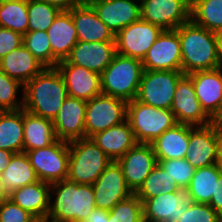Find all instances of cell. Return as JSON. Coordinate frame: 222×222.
Returning a JSON list of instances; mask_svg holds the SVG:
<instances>
[{
	"mask_svg": "<svg viewBox=\"0 0 222 222\" xmlns=\"http://www.w3.org/2000/svg\"><path fill=\"white\" fill-rule=\"evenodd\" d=\"M67 96L65 81L57 67H45L24 85L23 109L53 121Z\"/></svg>",
	"mask_w": 222,
	"mask_h": 222,
	"instance_id": "cell-1",
	"label": "cell"
},
{
	"mask_svg": "<svg viewBox=\"0 0 222 222\" xmlns=\"http://www.w3.org/2000/svg\"><path fill=\"white\" fill-rule=\"evenodd\" d=\"M175 30L181 42V68L185 75L222 66L214 32L197 25L191 19Z\"/></svg>",
	"mask_w": 222,
	"mask_h": 222,
	"instance_id": "cell-2",
	"label": "cell"
},
{
	"mask_svg": "<svg viewBox=\"0 0 222 222\" xmlns=\"http://www.w3.org/2000/svg\"><path fill=\"white\" fill-rule=\"evenodd\" d=\"M94 208L92 185L67 179L50 184L48 218L62 222H83Z\"/></svg>",
	"mask_w": 222,
	"mask_h": 222,
	"instance_id": "cell-3",
	"label": "cell"
},
{
	"mask_svg": "<svg viewBox=\"0 0 222 222\" xmlns=\"http://www.w3.org/2000/svg\"><path fill=\"white\" fill-rule=\"evenodd\" d=\"M143 70L141 60L116 53L100 74L102 94L127 102L136 99Z\"/></svg>",
	"mask_w": 222,
	"mask_h": 222,
	"instance_id": "cell-4",
	"label": "cell"
},
{
	"mask_svg": "<svg viewBox=\"0 0 222 222\" xmlns=\"http://www.w3.org/2000/svg\"><path fill=\"white\" fill-rule=\"evenodd\" d=\"M111 161L91 138L71 141L67 180L92 185Z\"/></svg>",
	"mask_w": 222,
	"mask_h": 222,
	"instance_id": "cell-5",
	"label": "cell"
},
{
	"mask_svg": "<svg viewBox=\"0 0 222 222\" xmlns=\"http://www.w3.org/2000/svg\"><path fill=\"white\" fill-rule=\"evenodd\" d=\"M126 120L138 143L151 144L166 130L177 124L169 109L155 108L136 99L127 103Z\"/></svg>",
	"mask_w": 222,
	"mask_h": 222,
	"instance_id": "cell-6",
	"label": "cell"
},
{
	"mask_svg": "<svg viewBox=\"0 0 222 222\" xmlns=\"http://www.w3.org/2000/svg\"><path fill=\"white\" fill-rule=\"evenodd\" d=\"M182 71L143 70L136 100L155 108L169 109Z\"/></svg>",
	"mask_w": 222,
	"mask_h": 222,
	"instance_id": "cell-7",
	"label": "cell"
},
{
	"mask_svg": "<svg viewBox=\"0 0 222 222\" xmlns=\"http://www.w3.org/2000/svg\"><path fill=\"white\" fill-rule=\"evenodd\" d=\"M127 101L101 94L86 101V138L126 121Z\"/></svg>",
	"mask_w": 222,
	"mask_h": 222,
	"instance_id": "cell-8",
	"label": "cell"
},
{
	"mask_svg": "<svg viewBox=\"0 0 222 222\" xmlns=\"http://www.w3.org/2000/svg\"><path fill=\"white\" fill-rule=\"evenodd\" d=\"M25 153L39 180L52 184L67 179L69 142L57 139L47 147Z\"/></svg>",
	"mask_w": 222,
	"mask_h": 222,
	"instance_id": "cell-9",
	"label": "cell"
},
{
	"mask_svg": "<svg viewBox=\"0 0 222 222\" xmlns=\"http://www.w3.org/2000/svg\"><path fill=\"white\" fill-rule=\"evenodd\" d=\"M191 0H140L141 20L175 30L190 20Z\"/></svg>",
	"mask_w": 222,
	"mask_h": 222,
	"instance_id": "cell-10",
	"label": "cell"
},
{
	"mask_svg": "<svg viewBox=\"0 0 222 222\" xmlns=\"http://www.w3.org/2000/svg\"><path fill=\"white\" fill-rule=\"evenodd\" d=\"M195 203L189 189L182 187L176 192L160 193L143 202L144 222H179L187 206Z\"/></svg>",
	"mask_w": 222,
	"mask_h": 222,
	"instance_id": "cell-11",
	"label": "cell"
},
{
	"mask_svg": "<svg viewBox=\"0 0 222 222\" xmlns=\"http://www.w3.org/2000/svg\"><path fill=\"white\" fill-rule=\"evenodd\" d=\"M162 31L160 27L140 19L115 35L116 53L142 61Z\"/></svg>",
	"mask_w": 222,
	"mask_h": 222,
	"instance_id": "cell-12",
	"label": "cell"
},
{
	"mask_svg": "<svg viewBox=\"0 0 222 222\" xmlns=\"http://www.w3.org/2000/svg\"><path fill=\"white\" fill-rule=\"evenodd\" d=\"M144 70L182 71L181 42L176 30H163L142 60Z\"/></svg>",
	"mask_w": 222,
	"mask_h": 222,
	"instance_id": "cell-13",
	"label": "cell"
},
{
	"mask_svg": "<svg viewBox=\"0 0 222 222\" xmlns=\"http://www.w3.org/2000/svg\"><path fill=\"white\" fill-rule=\"evenodd\" d=\"M92 186L96 208L105 210H111L118 202L133 194L117 161H111Z\"/></svg>",
	"mask_w": 222,
	"mask_h": 222,
	"instance_id": "cell-14",
	"label": "cell"
},
{
	"mask_svg": "<svg viewBox=\"0 0 222 222\" xmlns=\"http://www.w3.org/2000/svg\"><path fill=\"white\" fill-rule=\"evenodd\" d=\"M171 111L177 123L191 126H207L213 120L201 108L196 97L192 79L184 75L178 82Z\"/></svg>",
	"mask_w": 222,
	"mask_h": 222,
	"instance_id": "cell-15",
	"label": "cell"
},
{
	"mask_svg": "<svg viewBox=\"0 0 222 222\" xmlns=\"http://www.w3.org/2000/svg\"><path fill=\"white\" fill-rule=\"evenodd\" d=\"M218 129L212 122L207 126H191L185 159L200 169L217 164Z\"/></svg>",
	"mask_w": 222,
	"mask_h": 222,
	"instance_id": "cell-16",
	"label": "cell"
},
{
	"mask_svg": "<svg viewBox=\"0 0 222 222\" xmlns=\"http://www.w3.org/2000/svg\"><path fill=\"white\" fill-rule=\"evenodd\" d=\"M124 180L135 193L158 163L151 144L137 143L117 160Z\"/></svg>",
	"mask_w": 222,
	"mask_h": 222,
	"instance_id": "cell-17",
	"label": "cell"
},
{
	"mask_svg": "<svg viewBox=\"0 0 222 222\" xmlns=\"http://www.w3.org/2000/svg\"><path fill=\"white\" fill-rule=\"evenodd\" d=\"M99 19L116 35L141 19L140 0H86Z\"/></svg>",
	"mask_w": 222,
	"mask_h": 222,
	"instance_id": "cell-18",
	"label": "cell"
},
{
	"mask_svg": "<svg viewBox=\"0 0 222 222\" xmlns=\"http://www.w3.org/2000/svg\"><path fill=\"white\" fill-rule=\"evenodd\" d=\"M116 54L115 41H78L69 56L58 64H74L101 74Z\"/></svg>",
	"mask_w": 222,
	"mask_h": 222,
	"instance_id": "cell-19",
	"label": "cell"
},
{
	"mask_svg": "<svg viewBox=\"0 0 222 222\" xmlns=\"http://www.w3.org/2000/svg\"><path fill=\"white\" fill-rule=\"evenodd\" d=\"M86 101L67 96L58 115L53 120L58 140L71 142L86 138L85 133Z\"/></svg>",
	"mask_w": 222,
	"mask_h": 222,
	"instance_id": "cell-20",
	"label": "cell"
},
{
	"mask_svg": "<svg viewBox=\"0 0 222 222\" xmlns=\"http://www.w3.org/2000/svg\"><path fill=\"white\" fill-rule=\"evenodd\" d=\"M188 76L192 79L201 108L213 120L222 110V66Z\"/></svg>",
	"mask_w": 222,
	"mask_h": 222,
	"instance_id": "cell-21",
	"label": "cell"
},
{
	"mask_svg": "<svg viewBox=\"0 0 222 222\" xmlns=\"http://www.w3.org/2000/svg\"><path fill=\"white\" fill-rule=\"evenodd\" d=\"M68 96L88 101L102 94L100 74L74 64H57Z\"/></svg>",
	"mask_w": 222,
	"mask_h": 222,
	"instance_id": "cell-22",
	"label": "cell"
},
{
	"mask_svg": "<svg viewBox=\"0 0 222 222\" xmlns=\"http://www.w3.org/2000/svg\"><path fill=\"white\" fill-rule=\"evenodd\" d=\"M52 49V67L64 61L78 42L76 27L68 11H61L46 31Z\"/></svg>",
	"mask_w": 222,
	"mask_h": 222,
	"instance_id": "cell-23",
	"label": "cell"
},
{
	"mask_svg": "<svg viewBox=\"0 0 222 222\" xmlns=\"http://www.w3.org/2000/svg\"><path fill=\"white\" fill-rule=\"evenodd\" d=\"M68 12L75 24L78 41H115L113 32L99 19L97 13L87 1Z\"/></svg>",
	"mask_w": 222,
	"mask_h": 222,
	"instance_id": "cell-24",
	"label": "cell"
},
{
	"mask_svg": "<svg viewBox=\"0 0 222 222\" xmlns=\"http://www.w3.org/2000/svg\"><path fill=\"white\" fill-rule=\"evenodd\" d=\"M44 68L45 66L24 45L0 59V69L22 85L32 80Z\"/></svg>",
	"mask_w": 222,
	"mask_h": 222,
	"instance_id": "cell-25",
	"label": "cell"
},
{
	"mask_svg": "<svg viewBox=\"0 0 222 222\" xmlns=\"http://www.w3.org/2000/svg\"><path fill=\"white\" fill-rule=\"evenodd\" d=\"M91 139L112 161H117L138 143L127 120L93 135Z\"/></svg>",
	"mask_w": 222,
	"mask_h": 222,
	"instance_id": "cell-26",
	"label": "cell"
},
{
	"mask_svg": "<svg viewBox=\"0 0 222 222\" xmlns=\"http://www.w3.org/2000/svg\"><path fill=\"white\" fill-rule=\"evenodd\" d=\"M8 199L33 216L47 217L50 208V184L36 181L12 191Z\"/></svg>",
	"mask_w": 222,
	"mask_h": 222,
	"instance_id": "cell-27",
	"label": "cell"
},
{
	"mask_svg": "<svg viewBox=\"0 0 222 222\" xmlns=\"http://www.w3.org/2000/svg\"><path fill=\"white\" fill-rule=\"evenodd\" d=\"M190 125L177 123L151 143L157 160L184 159L187 153Z\"/></svg>",
	"mask_w": 222,
	"mask_h": 222,
	"instance_id": "cell-28",
	"label": "cell"
},
{
	"mask_svg": "<svg viewBox=\"0 0 222 222\" xmlns=\"http://www.w3.org/2000/svg\"><path fill=\"white\" fill-rule=\"evenodd\" d=\"M23 152L44 148L57 140L53 121L23 109Z\"/></svg>",
	"mask_w": 222,
	"mask_h": 222,
	"instance_id": "cell-29",
	"label": "cell"
},
{
	"mask_svg": "<svg viewBox=\"0 0 222 222\" xmlns=\"http://www.w3.org/2000/svg\"><path fill=\"white\" fill-rule=\"evenodd\" d=\"M23 108L0 111V149L12 153L23 152Z\"/></svg>",
	"mask_w": 222,
	"mask_h": 222,
	"instance_id": "cell-30",
	"label": "cell"
},
{
	"mask_svg": "<svg viewBox=\"0 0 222 222\" xmlns=\"http://www.w3.org/2000/svg\"><path fill=\"white\" fill-rule=\"evenodd\" d=\"M1 177L4 188L9 194L17 188L39 181L25 152L13 154Z\"/></svg>",
	"mask_w": 222,
	"mask_h": 222,
	"instance_id": "cell-31",
	"label": "cell"
},
{
	"mask_svg": "<svg viewBox=\"0 0 222 222\" xmlns=\"http://www.w3.org/2000/svg\"><path fill=\"white\" fill-rule=\"evenodd\" d=\"M222 170L217 164L208 167L195 169L194 175L190 181V194L195 203H209L212 195H215L216 182Z\"/></svg>",
	"mask_w": 222,
	"mask_h": 222,
	"instance_id": "cell-32",
	"label": "cell"
},
{
	"mask_svg": "<svg viewBox=\"0 0 222 222\" xmlns=\"http://www.w3.org/2000/svg\"><path fill=\"white\" fill-rule=\"evenodd\" d=\"M190 19L214 33L222 29V0H191Z\"/></svg>",
	"mask_w": 222,
	"mask_h": 222,
	"instance_id": "cell-33",
	"label": "cell"
},
{
	"mask_svg": "<svg viewBox=\"0 0 222 222\" xmlns=\"http://www.w3.org/2000/svg\"><path fill=\"white\" fill-rule=\"evenodd\" d=\"M28 2L0 1V27L22 35L28 32Z\"/></svg>",
	"mask_w": 222,
	"mask_h": 222,
	"instance_id": "cell-34",
	"label": "cell"
},
{
	"mask_svg": "<svg viewBox=\"0 0 222 222\" xmlns=\"http://www.w3.org/2000/svg\"><path fill=\"white\" fill-rule=\"evenodd\" d=\"M171 182L168 173L157 163L135 194L143 203L149 198L157 197L160 193L176 192L180 187L172 185Z\"/></svg>",
	"mask_w": 222,
	"mask_h": 222,
	"instance_id": "cell-35",
	"label": "cell"
},
{
	"mask_svg": "<svg viewBox=\"0 0 222 222\" xmlns=\"http://www.w3.org/2000/svg\"><path fill=\"white\" fill-rule=\"evenodd\" d=\"M61 10L40 0L28 2V31H47Z\"/></svg>",
	"mask_w": 222,
	"mask_h": 222,
	"instance_id": "cell-36",
	"label": "cell"
},
{
	"mask_svg": "<svg viewBox=\"0 0 222 222\" xmlns=\"http://www.w3.org/2000/svg\"><path fill=\"white\" fill-rule=\"evenodd\" d=\"M104 222H144L142 201L133 193L109 210Z\"/></svg>",
	"mask_w": 222,
	"mask_h": 222,
	"instance_id": "cell-37",
	"label": "cell"
},
{
	"mask_svg": "<svg viewBox=\"0 0 222 222\" xmlns=\"http://www.w3.org/2000/svg\"><path fill=\"white\" fill-rule=\"evenodd\" d=\"M24 85L0 69V111L23 108Z\"/></svg>",
	"mask_w": 222,
	"mask_h": 222,
	"instance_id": "cell-38",
	"label": "cell"
},
{
	"mask_svg": "<svg viewBox=\"0 0 222 222\" xmlns=\"http://www.w3.org/2000/svg\"><path fill=\"white\" fill-rule=\"evenodd\" d=\"M23 45L45 67H52V49L46 31H28L23 35Z\"/></svg>",
	"mask_w": 222,
	"mask_h": 222,
	"instance_id": "cell-39",
	"label": "cell"
},
{
	"mask_svg": "<svg viewBox=\"0 0 222 222\" xmlns=\"http://www.w3.org/2000/svg\"><path fill=\"white\" fill-rule=\"evenodd\" d=\"M171 179L172 185L187 188L194 175L195 168L184 159L157 160Z\"/></svg>",
	"mask_w": 222,
	"mask_h": 222,
	"instance_id": "cell-40",
	"label": "cell"
},
{
	"mask_svg": "<svg viewBox=\"0 0 222 222\" xmlns=\"http://www.w3.org/2000/svg\"><path fill=\"white\" fill-rule=\"evenodd\" d=\"M220 215L207 203L187 206L179 222H214Z\"/></svg>",
	"mask_w": 222,
	"mask_h": 222,
	"instance_id": "cell-41",
	"label": "cell"
},
{
	"mask_svg": "<svg viewBox=\"0 0 222 222\" xmlns=\"http://www.w3.org/2000/svg\"><path fill=\"white\" fill-rule=\"evenodd\" d=\"M32 217L33 215L23 210L10 199H5L0 202V222H27Z\"/></svg>",
	"mask_w": 222,
	"mask_h": 222,
	"instance_id": "cell-42",
	"label": "cell"
},
{
	"mask_svg": "<svg viewBox=\"0 0 222 222\" xmlns=\"http://www.w3.org/2000/svg\"><path fill=\"white\" fill-rule=\"evenodd\" d=\"M21 45H23L22 34L0 27V59Z\"/></svg>",
	"mask_w": 222,
	"mask_h": 222,
	"instance_id": "cell-43",
	"label": "cell"
},
{
	"mask_svg": "<svg viewBox=\"0 0 222 222\" xmlns=\"http://www.w3.org/2000/svg\"><path fill=\"white\" fill-rule=\"evenodd\" d=\"M220 216H222V173L216 182L215 195L208 203Z\"/></svg>",
	"mask_w": 222,
	"mask_h": 222,
	"instance_id": "cell-44",
	"label": "cell"
},
{
	"mask_svg": "<svg viewBox=\"0 0 222 222\" xmlns=\"http://www.w3.org/2000/svg\"><path fill=\"white\" fill-rule=\"evenodd\" d=\"M58 7L61 11H69L74 7L82 5L86 0H40Z\"/></svg>",
	"mask_w": 222,
	"mask_h": 222,
	"instance_id": "cell-45",
	"label": "cell"
},
{
	"mask_svg": "<svg viewBox=\"0 0 222 222\" xmlns=\"http://www.w3.org/2000/svg\"><path fill=\"white\" fill-rule=\"evenodd\" d=\"M104 217H109V210L94 208L83 222H104Z\"/></svg>",
	"mask_w": 222,
	"mask_h": 222,
	"instance_id": "cell-46",
	"label": "cell"
},
{
	"mask_svg": "<svg viewBox=\"0 0 222 222\" xmlns=\"http://www.w3.org/2000/svg\"><path fill=\"white\" fill-rule=\"evenodd\" d=\"M14 153L0 149V175L6 169L7 165L10 163Z\"/></svg>",
	"mask_w": 222,
	"mask_h": 222,
	"instance_id": "cell-47",
	"label": "cell"
},
{
	"mask_svg": "<svg viewBox=\"0 0 222 222\" xmlns=\"http://www.w3.org/2000/svg\"><path fill=\"white\" fill-rule=\"evenodd\" d=\"M217 165L222 170V133H218Z\"/></svg>",
	"mask_w": 222,
	"mask_h": 222,
	"instance_id": "cell-48",
	"label": "cell"
},
{
	"mask_svg": "<svg viewBox=\"0 0 222 222\" xmlns=\"http://www.w3.org/2000/svg\"><path fill=\"white\" fill-rule=\"evenodd\" d=\"M216 40H217V49L218 55L222 65V29L215 32Z\"/></svg>",
	"mask_w": 222,
	"mask_h": 222,
	"instance_id": "cell-49",
	"label": "cell"
},
{
	"mask_svg": "<svg viewBox=\"0 0 222 222\" xmlns=\"http://www.w3.org/2000/svg\"><path fill=\"white\" fill-rule=\"evenodd\" d=\"M213 123L218 129V133H222V110L221 112L213 119Z\"/></svg>",
	"mask_w": 222,
	"mask_h": 222,
	"instance_id": "cell-50",
	"label": "cell"
},
{
	"mask_svg": "<svg viewBox=\"0 0 222 222\" xmlns=\"http://www.w3.org/2000/svg\"><path fill=\"white\" fill-rule=\"evenodd\" d=\"M8 198H9V193L5 190L4 185L2 183V177L0 175V202Z\"/></svg>",
	"mask_w": 222,
	"mask_h": 222,
	"instance_id": "cell-51",
	"label": "cell"
},
{
	"mask_svg": "<svg viewBox=\"0 0 222 222\" xmlns=\"http://www.w3.org/2000/svg\"><path fill=\"white\" fill-rule=\"evenodd\" d=\"M40 222H62V221H57V220L50 219L48 217H44V218H40Z\"/></svg>",
	"mask_w": 222,
	"mask_h": 222,
	"instance_id": "cell-52",
	"label": "cell"
},
{
	"mask_svg": "<svg viewBox=\"0 0 222 222\" xmlns=\"http://www.w3.org/2000/svg\"><path fill=\"white\" fill-rule=\"evenodd\" d=\"M27 222H40V218L39 217H36V216H33L29 221Z\"/></svg>",
	"mask_w": 222,
	"mask_h": 222,
	"instance_id": "cell-53",
	"label": "cell"
},
{
	"mask_svg": "<svg viewBox=\"0 0 222 222\" xmlns=\"http://www.w3.org/2000/svg\"><path fill=\"white\" fill-rule=\"evenodd\" d=\"M214 222H222V216H220L219 218H217Z\"/></svg>",
	"mask_w": 222,
	"mask_h": 222,
	"instance_id": "cell-54",
	"label": "cell"
},
{
	"mask_svg": "<svg viewBox=\"0 0 222 222\" xmlns=\"http://www.w3.org/2000/svg\"><path fill=\"white\" fill-rule=\"evenodd\" d=\"M9 1H24V2H29L30 0H9Z\"/></svg>",
	"mask_w": 222,
	"mask_h": 222,
	"instance_id": "cell-55",
	"label": "cell"
}]
</instances>
